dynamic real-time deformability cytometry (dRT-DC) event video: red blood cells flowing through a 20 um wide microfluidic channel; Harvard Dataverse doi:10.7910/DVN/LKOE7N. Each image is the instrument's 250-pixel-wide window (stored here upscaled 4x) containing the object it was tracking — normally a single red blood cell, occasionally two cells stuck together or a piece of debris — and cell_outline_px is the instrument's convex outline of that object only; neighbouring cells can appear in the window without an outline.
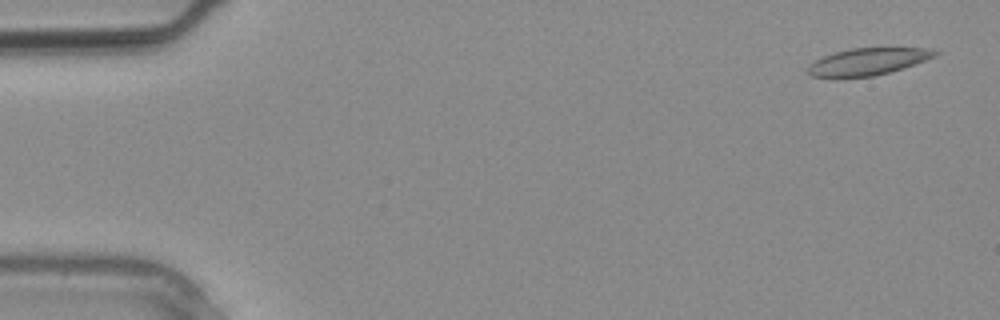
{"species": "common noctule bat (a hibernating species)", "species_latin": "Nyctalus noctula", "temperature_condition": "warm", "stored_images_in_passage": 3, "camera_frame_rate_fps": 3000, "um_per_image_px": 0.085, "animal": {"sex": "male", "body_mass_g": 20.4}, "frame": {"image": 1, "passage_image": 1, "time_ms": 0.0, "image_size_px": [1000, 320], "cell_outline_px": [[940, 52], [936, 56], [904, 68], [876, 76], [836, 80], [832, 80], [812, 76], [808, 72], [808, 64], [824, 56], [836, 52], [852, 48], [932, 48]], "centroid_in_image_um": [73.72, 5.28], "position_along_channel_um": 11.3, "area_um2": 20.69}}
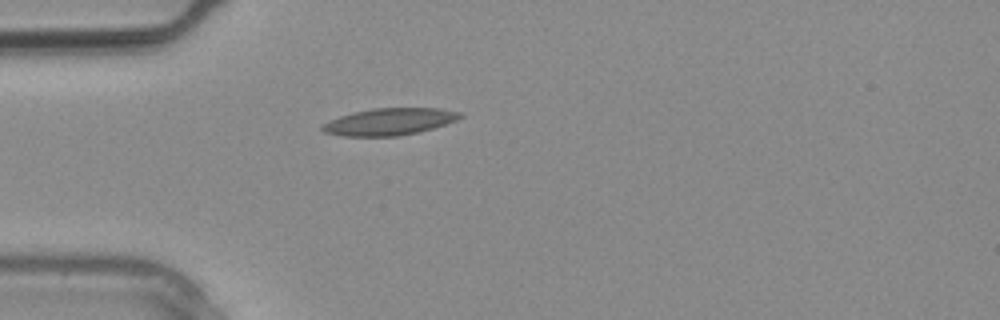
{"frame": {"image": 2, "passage_image": 3, "time_ms": 0.667, "image_size_px": [1000, 320], "cell_outline_px": [[464, 116], [456, 120], [420, 132], [396, 136], [340, 136], [324, 132], [320, 128], [324, 124], [340, 116], [372, 108], [440, 108], [460, 112]], "centroid_in_image_um": [33.12, 10.34], "position_along_channel_um": 51.9, "area_um2": 21.44}}